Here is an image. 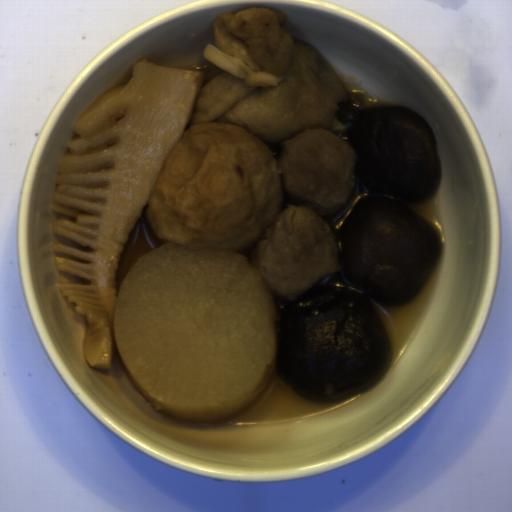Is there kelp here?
Masks as SVG:
<instances>
[{
  "mask_svg": "<svg viewBox=\"0 0 512 512\" xmlns=\"http://www.w3.org/2000/svg\"><path fill=\"white\" fill-rule=\"evenodd\" d=\"M346 98V102L337 103L338 111L334 116L338 123L350 129L359 121L360 114L365 110L364 95L350 94L346 95Z\"/></svg>",
  "mask_w": 512,
  "mask_h": 512,
  "instance_id": "obj_1",
  "label": "kelp"
}]
</instances>
